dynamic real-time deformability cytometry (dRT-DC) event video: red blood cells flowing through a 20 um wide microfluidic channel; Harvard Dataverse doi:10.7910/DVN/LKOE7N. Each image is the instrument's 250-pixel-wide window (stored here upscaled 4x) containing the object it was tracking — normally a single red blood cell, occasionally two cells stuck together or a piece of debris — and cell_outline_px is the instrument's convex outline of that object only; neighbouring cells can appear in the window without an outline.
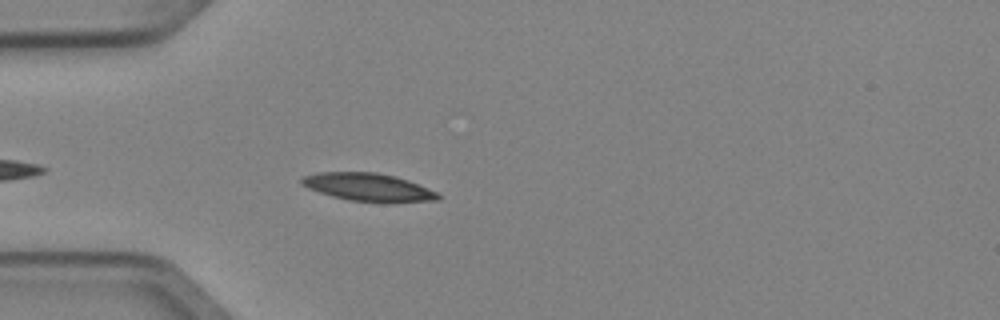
{"species": "Egyptian fruit bat (a non-hibernating species)", "species_latin": "Rousettus aegyptiacus", "temperature_condition": "cold", "stored_images_in_passage": 4, "camera_frame_rate_fps": 3000, "um_per_image_px": 0.085, "animal": {"sex": "female"}, "frame": {"image": 1, "passage_image": 4, "time_ms": 1.0, "image_size_px": [1000, 320], "cell_outline_px": [[440, 200], [384, 204], [348, 200], [332, 196], [308, 188], [300, 184], [300, 180], [304, 176], [316, 172], [376, 172], [396, 176], [408, 180], [436, 192], [440, 196]], "centroid_in_image_um": [31.32, 15.93], "position_along_channel_um": 53.7, "area_um2": 22.6}}